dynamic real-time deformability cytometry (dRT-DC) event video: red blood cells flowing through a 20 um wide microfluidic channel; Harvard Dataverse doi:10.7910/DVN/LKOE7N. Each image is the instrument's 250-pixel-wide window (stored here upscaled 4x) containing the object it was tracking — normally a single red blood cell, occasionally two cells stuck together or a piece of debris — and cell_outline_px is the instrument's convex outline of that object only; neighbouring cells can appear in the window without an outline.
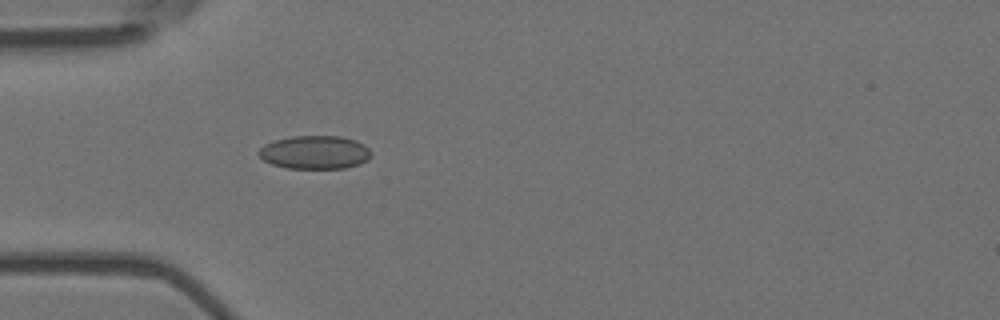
{"species": "Egyptian fruit bat (a non-hibernating species)", "species_latin": "Rousettus aegyptiacus", "temperature_condition": "room temperature", "stored_images_in_passage": 5, "camera_frame_rate_fps": 3000, "um_per_image_px": 0.085, "animal": {"sex": "female"}, "frame": {"image": 1, "passage_image": 5, "time_ms": 1.333, "image_size_px": [1000, 320], "cell_outline_px": [[372, 156], [368, 160], [360, 164], [344, 168], [288, 168], [272, 164], [264, 160], [256, 152], [264, 144], [272, 140], [292, 136], [340, 136], [356, 140], [364, 144], [368, 148]], "centroid_in_image_um": [26.76, 12.94], "position_along_channel_um": 58.2, "area_um2": 22.02}}